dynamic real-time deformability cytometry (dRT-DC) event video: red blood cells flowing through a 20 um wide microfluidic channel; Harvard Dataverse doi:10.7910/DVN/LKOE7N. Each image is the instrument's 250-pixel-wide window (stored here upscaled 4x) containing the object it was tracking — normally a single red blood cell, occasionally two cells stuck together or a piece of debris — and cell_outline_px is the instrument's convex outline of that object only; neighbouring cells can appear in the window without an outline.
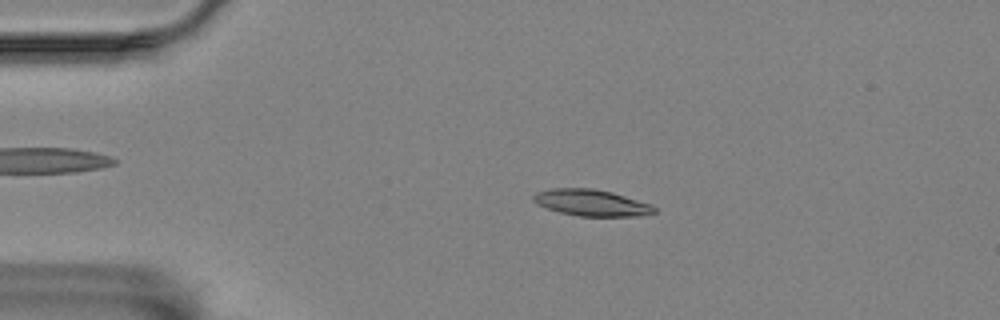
{"species": "Egyptian fruit bat (a non-hibernating species)", "species_latin": "Rousettus aegyptiacus", "temperature_condition": "room temperature", "stored_images_in_passage": 52, "camera_frame_rate_fps": 3000, "um_per_image_px": 0.085, "animal": {"sex": "female"}, "frame": {"image": 1, "passage_image": 7, "time_ms": 2.0, "image_size_px": [1000, 320], "cell_outline_px": [[656, 212], [640, 216], [580, 216], [560, 212], [536, 204], [532, 200], [532, 196], [536, 192], [552, 188], [592, 188], [612, 192], [652, 204], [656, 208]], "centroid_in_image_um": [50.27, 17.23], "position_along_channel_um": 34.7, "area_um2": 18.67}}
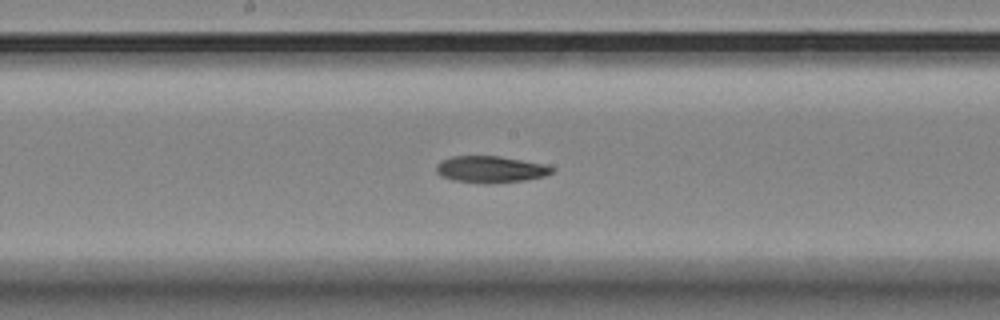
{"frame": {"image": 2, "passage_image": 25, "time_ms": 8.0, "image_size_px": [1000, 320], "cell_outline_px": [[556, 168], [552, 172], [544, 176], [524, 180], [488, 184], [480, 184], [452, 180], [440, 176], [436, 172], [436, 164], [440, 160], [452, 156], [500, 156], [548, 164]], "centroid_in_image_um": [41.69, 14.39], "position_along_channel_um": 206.5, "area_um2": 18.38}}
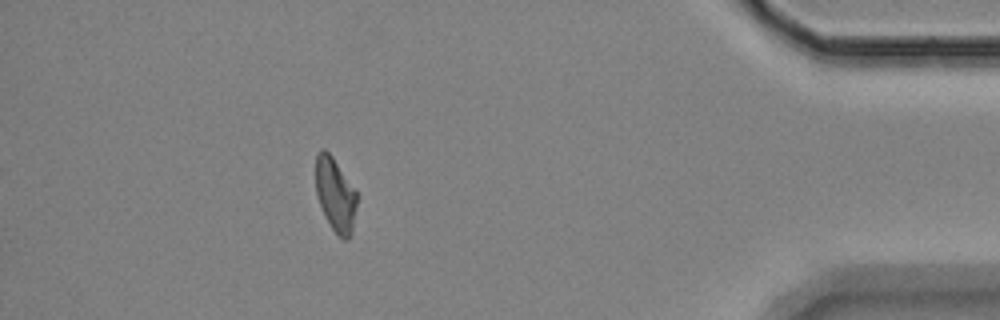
{"frame": {"image": 3, "passage_image": 46, "time_ms": 15.0, "image_size_px": [1000, 320], "cell_outline_px": [[356, 208], [352, 232], [348, 240], [344, 240], [332, 228], [324, 216], [316, 192], [316, 152], [320, 148], [324, 148], [332, 156], [356, 192]], "centroid_in_image_um": [28.49, 16.54], "position_along_channel_um": 406.7, "area_um2": 17.46}}